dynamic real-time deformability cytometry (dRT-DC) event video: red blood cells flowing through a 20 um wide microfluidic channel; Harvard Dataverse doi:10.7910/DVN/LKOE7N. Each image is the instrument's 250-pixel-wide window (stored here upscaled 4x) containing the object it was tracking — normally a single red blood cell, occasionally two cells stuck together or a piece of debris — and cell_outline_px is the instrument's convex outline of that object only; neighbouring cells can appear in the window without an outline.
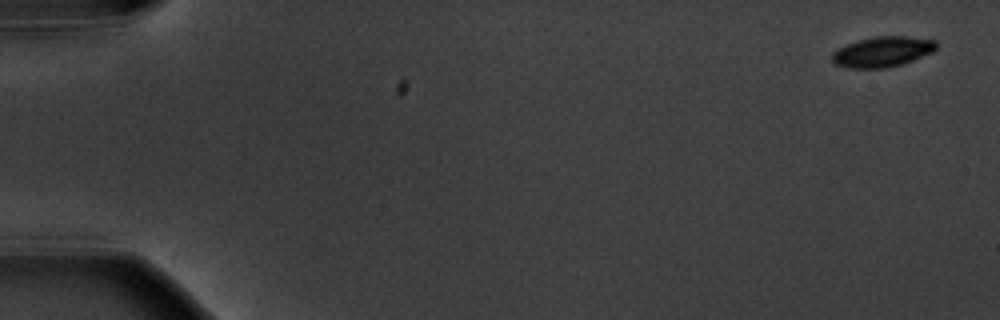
{"species": "common noctule bat (a hibernating species)", "species_latin": "Nyctalus noctula", "temperature_condition": "warm", "stored_images_in_passage": 6, "camera_frame_rate_fps": 3000, "um_per_image_px": 0.085, "animal": {"sex": "male", "body_mass_g": 20.1, "forearm_length_mm": 53.5}, "frame": {"image": 1, "passage_image": 1, "time_ms": 0.0, "image_size_px": [1000, 320], "cell_outline_px": [[936, 48], [932, 52], [912, 60], [900, 64], [884, 68], [844, 68], [836, 64], [832, 60], [832, 52], [848, 44], [860, 40], [876, 36], [908, 36], [936, 40]], "centroid_in_image_um": [75.01, 4.4], "position_along_channel_um": 10.0, "area_um2": 18.21}}